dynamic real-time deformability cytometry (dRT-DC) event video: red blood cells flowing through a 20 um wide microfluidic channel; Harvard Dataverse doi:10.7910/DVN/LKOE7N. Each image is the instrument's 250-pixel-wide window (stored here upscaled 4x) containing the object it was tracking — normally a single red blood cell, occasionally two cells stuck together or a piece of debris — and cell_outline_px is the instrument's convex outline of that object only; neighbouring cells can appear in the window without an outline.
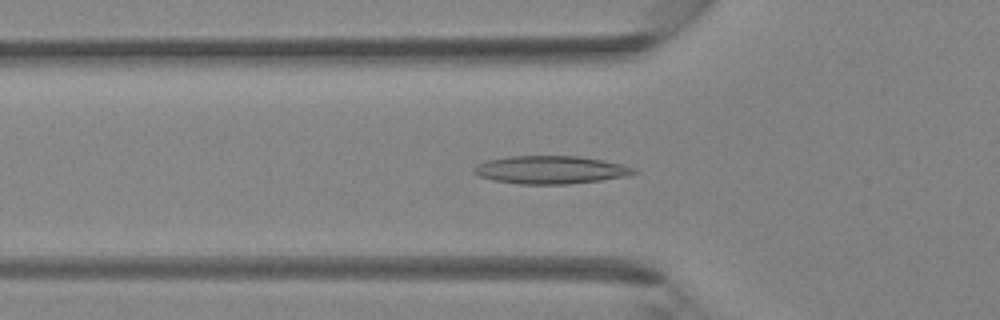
{"species": "Egyptian fruit bat (a non-hibernating species)", "species_latin": "Rousettus aegyptiacus", "temperature_condition": "room temperature", "stored_images_in_passage": 42, "camera_frame_rate_fps": 3000, "um_per_image_px": 0.085, "animal": {"sex": "female"}, "frame": {"image": 1, "passage_image": 14, "time_ms": 4.333, "image_size_px": [1000, 320], "cell_outline_px": [[640, 172], [628, 176], [600, 180], [568, 184], [520, 184], [492, 180], [480, 176], [472, 172], [472, 168], [476, 164], [488, 160], [508, 156], [580, 156], [604, 160], [636, 168]], "centroid_in_image_um": [46.8, 14.43], "position_along_channel_um": 79.0, "area_um2": 26.24}}
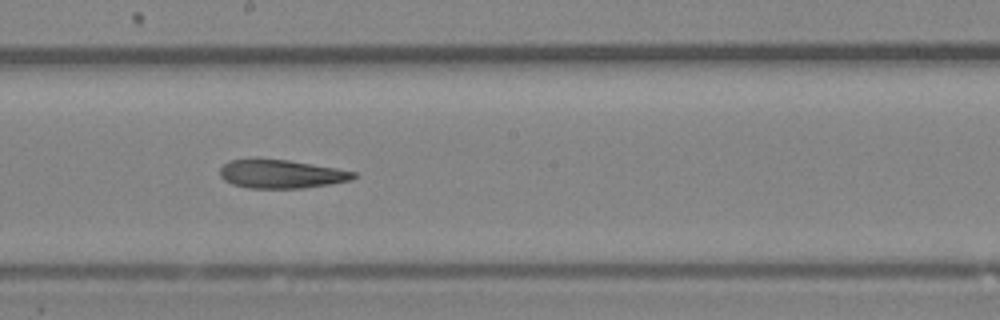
{"frame": {"image": 2, "passage_image": 23, "time_ms": 7.333, "image_size_px": [1000, 320], "cell_outline_px": [[356, 176], [352, 180], [328, 184], [300, 188], [248, 188], [232, 184], [224, 180], [220, 176], [220, 168], [228, 160], [288, 160], [336, 168], [356, 172]], "centroid_in_image_um": [23.9, 14.8], "position_along_channel_um": 224.3, "area_um2": 21.85}}
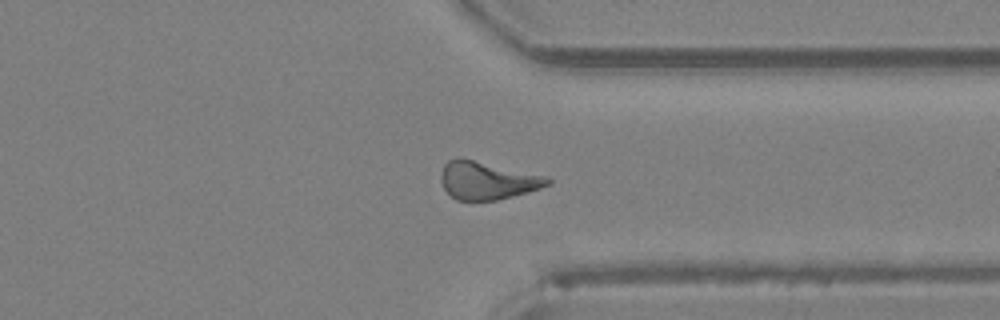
{"frame": {"image": 3, "passage_image": 32, "time_ms": 10.333, "image_size_px": [1000, 320], "cell_outline_px": [[552, 184], [528, 192], [496, 200], [456, 200], [444, 188], [440, 180], [440, 172], [444, 164], [448, 160], [456, 156], [460, 156], [548, 176], [552, 180]], "centroid_in_image_um": [41.42, 15.3], "position_along_channel_um": 370.0, "area_um2": 23.99}}